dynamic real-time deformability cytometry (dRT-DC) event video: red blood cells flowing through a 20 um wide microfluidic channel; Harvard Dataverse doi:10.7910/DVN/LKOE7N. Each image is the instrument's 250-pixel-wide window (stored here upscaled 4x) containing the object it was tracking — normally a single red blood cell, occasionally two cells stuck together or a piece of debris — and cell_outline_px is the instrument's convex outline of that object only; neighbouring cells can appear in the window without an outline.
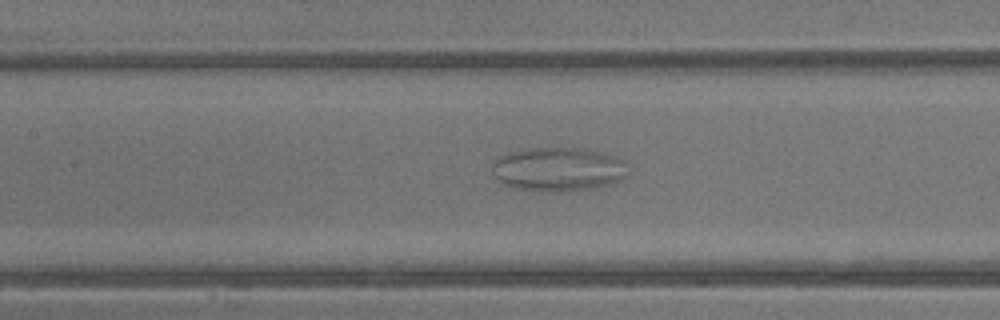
{"species": "common noctule bat (a hibernating species)", "species_latin": "Nyctalus noctula", "temperature_condition": "warm", "stored_images_in_passage": 40, "segment_of_instrument_passage": [2, 2], "camera_frame_rate_fps": 3000, "um_per_image_px": 0.085, "animal": {"sex": "male", "body_mass_g": 13.3}, "frame": {"image": 1, "passage_image": 17, "time_ms": 5.333, "image_size_px": [1000, 320], "cell_outline_px": [[628, 176], [620, 180], [608, 184], [588, 188], [552, 192], [512, 188], [496, 180], [492, 168], [492, 160], [508, 152], [520, 148], [580, 148], [600, 152], [616, 156], [624, 164]], "centroid_in_image_um": [47.36, 14.37], "position_along_channel_um": 160.0, "area_um2": 34.74}}
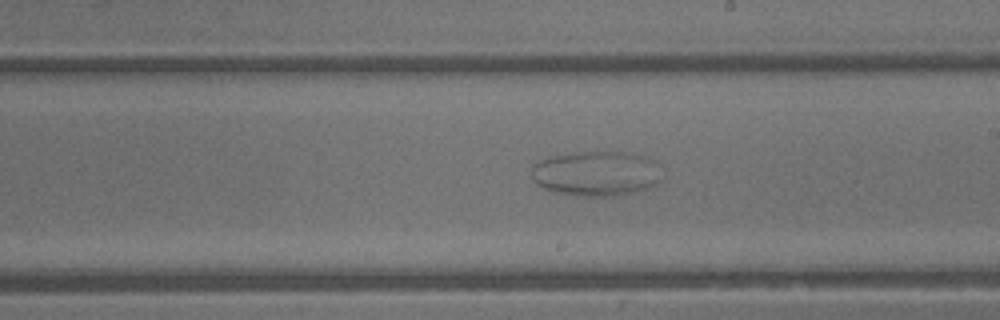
{"frame": {"image": 2, "passage_image": 22, "time_ms": 7.0, "image_size_px": [1000, 320], "cell_outline_px": [[664, 176], [656, 184], [648, 188], [632, 192], [612, 196], [584, 196], [552, 192], [536, 184], [532, 180], [532, 164], [540, 160], [552, 156], [572, 152], [624, 152], [644, 156], [652, 160]], "centroid_in_image_um": [50.65, 14.75], "position_along_channel_um": 238.3, "area_um2": 34.28}}
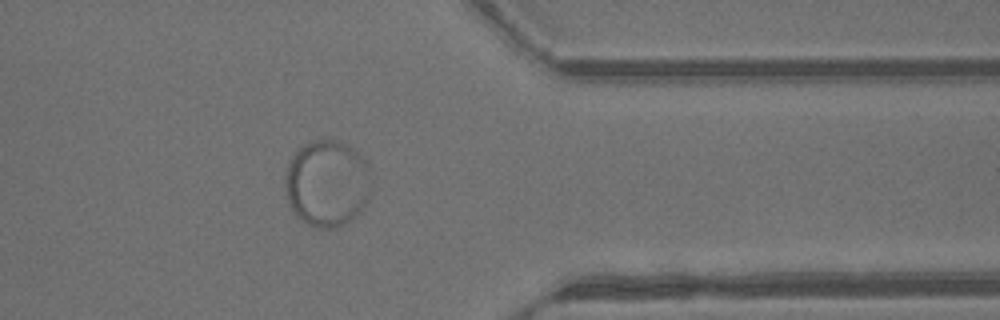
{"frame": {"image": 3, "passage_image": 32, "time_ms": 10.333, "image_size_px": [1000, 320], "cell_outline_px": [[368, 200], [364, 208], [356, 216], [344, 224], [332, 228], [316, 228], [300, 220], [296, 216], [288, 204], [284, 188], [284, 176], [288, 164], [292, 156], [300, 144], [312, 140], [336, 140], [348, 144], [364, 160], [368, 168]], "centroid_in_image_um": [27.74, 15.59], "position_along_channel_um": 383.7, "area_um2": 43.75}}